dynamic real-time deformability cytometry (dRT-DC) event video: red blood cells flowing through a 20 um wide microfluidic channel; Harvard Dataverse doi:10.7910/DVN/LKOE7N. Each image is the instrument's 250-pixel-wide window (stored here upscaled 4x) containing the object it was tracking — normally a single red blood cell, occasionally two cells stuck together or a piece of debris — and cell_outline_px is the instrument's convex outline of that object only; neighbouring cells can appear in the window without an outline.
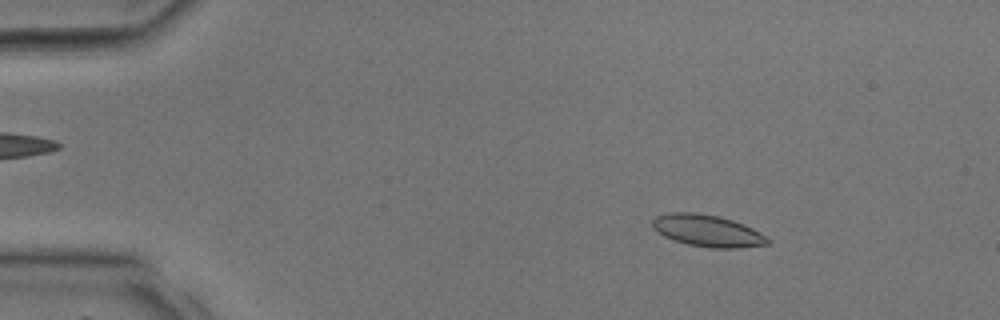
{"species": "common noctule bat (a hibernating species)", "species_latin": "Nyctalus noctula", "temperature_condition": "room temperature", "stored_images_in_passage": 35, "camera_frame_rate_fps": 3000, "um_per_image_px": 0.085, "animal": {"sex": "male", "body_mass_g": 17.9, "forearm_length_mm": 54.2}, "frame": {"image": 1, "passage_image": 5, "time_ms": 1.333, "image_size_px": [1000, 320], "cell_outline_px": [[768, 244], [740, 248], [712, 248], [688, 244], [664, 236], [656, 232], [652, 228], [652, 220], [656, 216], [672, 212], [696, 212], [720, 216], [744, 224], [760, 232], [768, 240]], "centroid_in_image_um": [60.1, 19.6], "position_along_channel_um": 24.9, "area_um2": 21.33}}
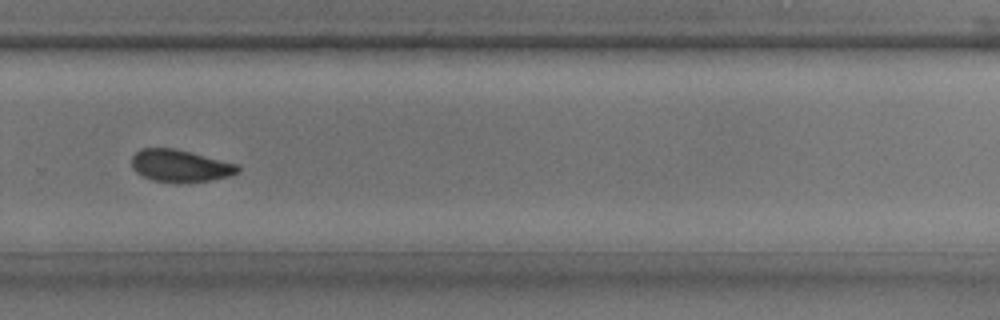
{"frame": {"image": 2, "passage_image": 24, "time_ms": 7.667, "image_size_px": [1000, 320], "cell_outline_px": [[240, 172], [228, 176], [208, 180], [176, 184], [152, 180], [136, 172], [132, 168], [132, 156], [140, 148], [176, 148], [236, 164], [240, 168]], "centroid_in_image_um": [15.28, 14.1], "position_along_channel_um": 314.5, "area_um2": 20.0}}
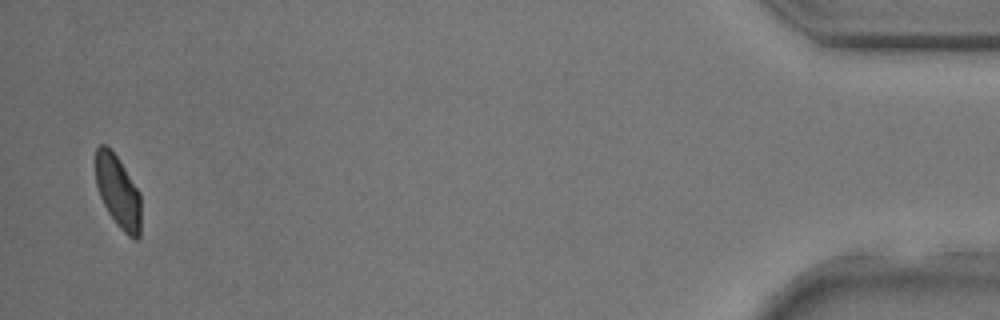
{"frame": {"image": 3, "passage_image": 34, "time_ms": 11.0, "image_size_px": [1000, 320], "cell_outline_px": [[140, 236], [136, 240], [128, 236], [116, 224], [108, 212], [100, 196], [96, 184], [96, 148], [100, 144], [104, 144], [116, 156], [140, 192]], "centroid_in_image_um": [10.04, 16.33], "position_along_channel_um": 425.2, "area_um2": 18.9}}